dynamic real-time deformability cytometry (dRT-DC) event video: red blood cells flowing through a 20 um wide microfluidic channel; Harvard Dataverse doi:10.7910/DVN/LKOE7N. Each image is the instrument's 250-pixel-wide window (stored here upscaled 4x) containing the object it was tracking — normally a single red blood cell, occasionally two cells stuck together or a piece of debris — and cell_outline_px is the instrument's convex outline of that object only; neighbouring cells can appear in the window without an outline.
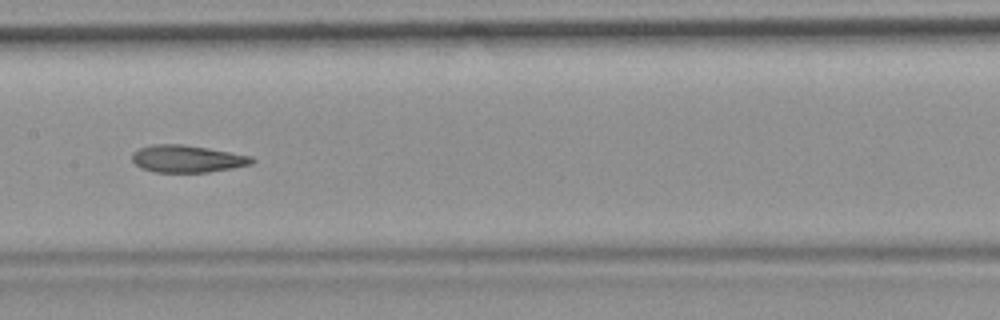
{"species": "common noctule bat (a hibernating species)", "species_latin": "Nyctalus noctula", "temperature_condition": "room temperature", "stored_images_in_passage": 39, "camera_frame_rate_fps": 3000, "um_per_image_px": 0.085, "animal": {"sex": "female", "body_mass_g": 19.9}, "frame": {"image": 1, "passage_image": 12, "time_ms": 3.667, "image_size_px": [1000, 320], "cell_outline_px": [[256, 160], [252, 164], [232, 168], [208, 172], [152, 172], [140, 168], [132, 160], [132, 152], [140, 148], [152, 144], [184, 144], [208, 148], [252, 156]], "centroid_in_image_um": [15.9, 13.5], "position_along_channel_um": 191.5, "area_um2": 19.13}, "authors_computed_cell_mechanics": {"area_um2": 19.9988, "velocity_mm_per_s": 3.71, "shape_relaxation_time_tau1_ms": null, "shape_relaxation_time_tau2_ms": 2.6916, "deformation_change_tau1": null, "deformation_change_tau2": 0.1105}}